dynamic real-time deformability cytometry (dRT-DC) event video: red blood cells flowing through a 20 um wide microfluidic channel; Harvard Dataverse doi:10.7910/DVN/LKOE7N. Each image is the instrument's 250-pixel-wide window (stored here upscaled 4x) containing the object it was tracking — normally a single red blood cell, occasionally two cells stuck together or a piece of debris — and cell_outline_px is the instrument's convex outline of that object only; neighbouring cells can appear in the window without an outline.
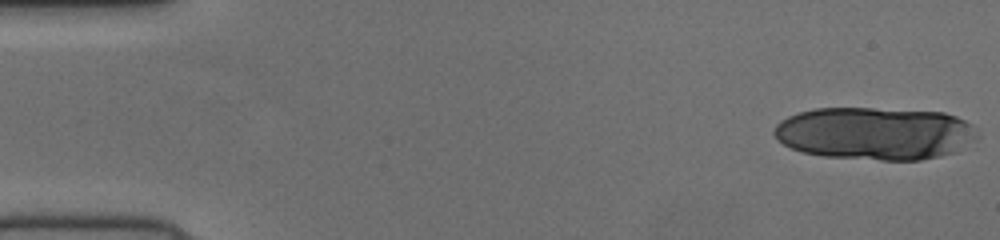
{"species": "human", "species_latin": "Homo sapiens", "temperature_condition": "cold", "stored_images_in_passage": 15, "camera_frame_rate_fps": 3000, "um_per_image_px": 0.085, "donor": {"sex": "female"}, "frame": {"image": 1, "passage_image": 1, "time_ms": 0.0, "image_size_px": [1000, 240], "cell_outline_px": [[980, 136], [976, 140], [952, 152], [920, 160], [884, 160], [828, 156], [804, 152], [792, 148], [784, 144], [772, 132], [776, 124], [780, 120], [796, 112], [816, 108], [872, 108], [944, 112], [956, 116], [972, 124]], "centroid_in_image_um": [74.38, 11.32], "position_along_channel_um": 10.6, "area_um2": 62.31}}